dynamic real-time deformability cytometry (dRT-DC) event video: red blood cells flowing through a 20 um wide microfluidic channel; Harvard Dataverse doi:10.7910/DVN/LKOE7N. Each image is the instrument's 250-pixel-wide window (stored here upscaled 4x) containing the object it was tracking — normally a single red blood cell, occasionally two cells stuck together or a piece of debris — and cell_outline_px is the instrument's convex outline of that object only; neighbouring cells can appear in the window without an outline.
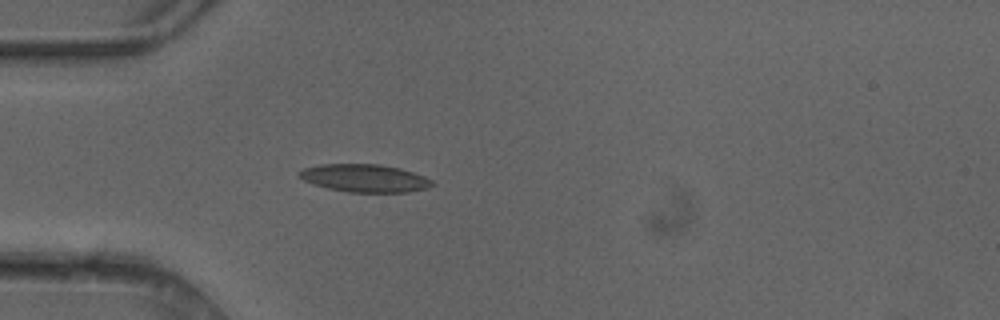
{"species": "common noctule bat (a hibernating species)", "species_latin": "Nyctalus noctula", "temperature_condition": "cold", "stored_images_in_passage": 3, "camera_frame_rate_fps": 3000, "um_per_image_px": 0.085, "animal": {"sex": "female"}, "frame": {"image": 1, "passage_image": 3, "time_ms": 0.667, "image_size_px": [1000, 320], "cell_outline_px": [[436, 184], [428, 188], [408, 192], [348, 192], [328, 188], [312, 184], [296, 176], [296, 172], [304, 168], [320, 164], [380, 164], [400, 168], [424, 176], [432, 180]], "centroid_in_image_um": [30.98, 15.14], "position_along_channel_um": 54.0, "area_um2": 21.73}}